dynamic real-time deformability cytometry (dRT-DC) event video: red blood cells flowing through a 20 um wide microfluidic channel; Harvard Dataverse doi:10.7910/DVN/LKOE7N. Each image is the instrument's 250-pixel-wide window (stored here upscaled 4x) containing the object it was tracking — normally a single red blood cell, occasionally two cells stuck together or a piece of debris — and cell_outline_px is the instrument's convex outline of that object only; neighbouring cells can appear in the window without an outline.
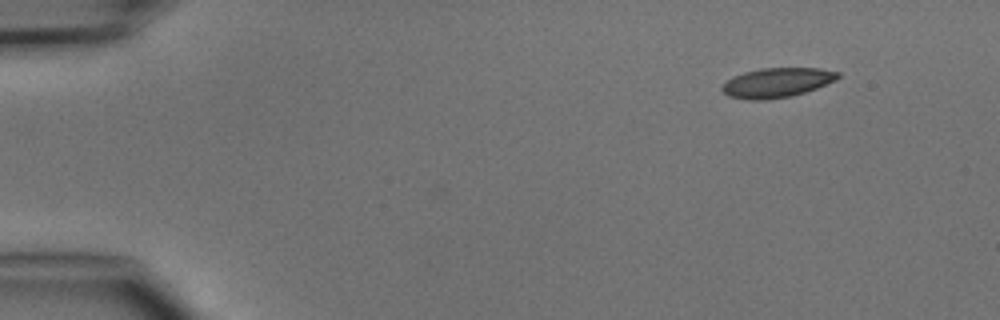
{"species": "common noctule bat (a hibernating species)", "species_latin": "Nyctalus noctula", "temperature_condition": "cold", "stored_images_in_passage": 2, "camera_frame_rate_fps": 3000, "um_per_image_px": 0.085, "animal": {"sex": "male", "body_mass_g": 15.6}, "frame": {"image": 1, "passage_image": 2, "time_ms": 1.333, "image_size_px": [1000, 320], "cell_outline_px": [[840, 76], [836, 80], [816, 88], [792, 96], [764, 100], [748, 100], [728, 96], [720, 88], [728, 80], [744, 72], [760, 68], [820, 68], [840, 72]], "centroid_in_image_um": [66.05, 7.02], "position_along_channel_um": 18.9, "area_um2": 19.88}}